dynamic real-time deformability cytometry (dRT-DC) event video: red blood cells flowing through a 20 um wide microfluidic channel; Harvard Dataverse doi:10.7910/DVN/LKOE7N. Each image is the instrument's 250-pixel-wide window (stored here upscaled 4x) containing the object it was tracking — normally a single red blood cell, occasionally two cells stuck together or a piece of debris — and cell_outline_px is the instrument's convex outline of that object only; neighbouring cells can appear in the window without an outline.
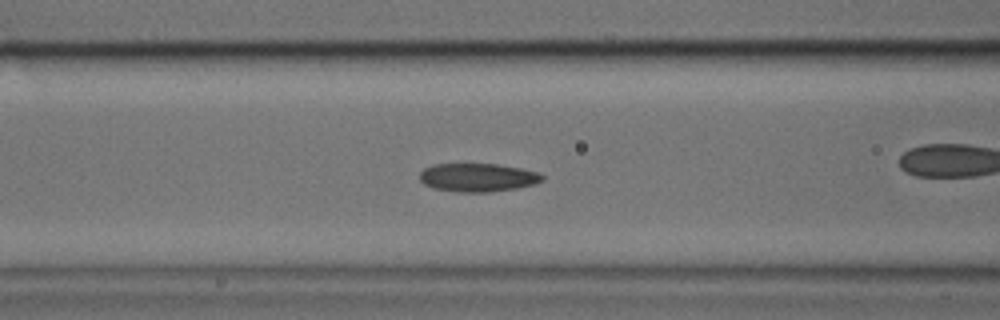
{"species": "common noctule bat (a hibernating species)", "species_latin": "Nyctalus noctula", "temperature_condition": "cold", "stored_images_in_passage": 44, "camera_frame_rate_fps": 3000, "um_per_image_px": 0.085, "animal": {"sex": "male", "body_mass_g": 17.9, "forearm_length_mm": 54.2}, "frame": {"image": 1, "passage_image": 13, "time_ms": 4.0, "image_size_px": [1000, 320], "cell_outline_px": [[544, 180], [536, 184], [516, 188], [488, 192], [460, 192], [432, 188], [424, 184], [420, 180], [420, 172], [424, 168], [432, 164], [496, 164], [520, 168], [540, 172], [544, 176]], "centroid_in_image_um": [40.62, 15.08], "position_along_channel_um": 126.0, "area_um2": 20.4}}
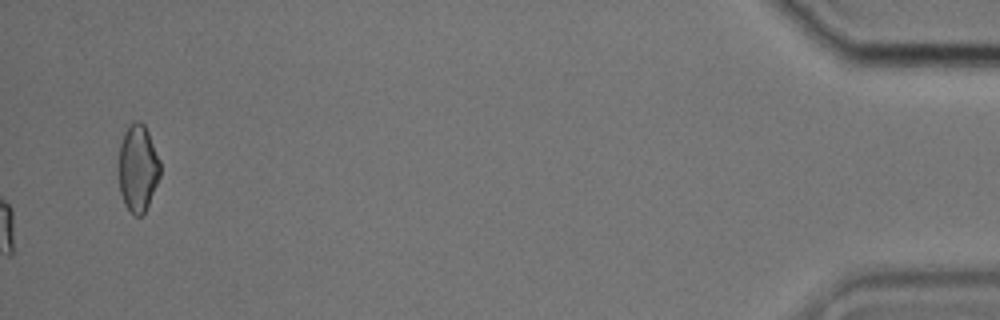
{"frame": {"image": 2, "passage_image": 44, "time_ms": 14.333, "image_size_px": [1000, 320], "cell_outline_px": [[160, 176], [148, 204], [144, 212], [140, 216], [136, 216], [124, 204], [120, 192], [120, 144], [124, 132], [128, 124], [136, 120], [140, 120], [144, 124], [148, 132], [160, 160]], "centroid_in_image_um": [11.73, 14.25], "position_along_channel_um": 423.5, "area_um2": 20.75}}